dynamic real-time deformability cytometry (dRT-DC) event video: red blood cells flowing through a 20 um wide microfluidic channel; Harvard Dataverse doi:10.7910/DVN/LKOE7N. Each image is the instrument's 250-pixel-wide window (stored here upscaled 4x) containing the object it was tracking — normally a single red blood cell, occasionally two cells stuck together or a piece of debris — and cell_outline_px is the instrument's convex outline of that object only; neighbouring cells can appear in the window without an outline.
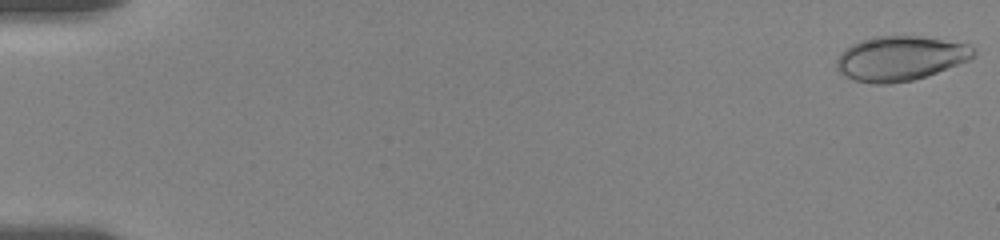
{"species": "human", "species_latin": "Homo sapiens", "temperature_condition": "room temperature", "stored_images_in_passage": 35, "camera_frame_rate_fps": 3000, "um_per_image_px": 0.085, "donor": {"sex": "female"}, "frame": {"image": 1, "passage_image": 1, "time_ms": 0.0, "image_size_px": [1000, 240], "cell_outline_px": [[976, 56], [968, 60], [936, 72], [912, 80], [892, 84], [872, 84], [856, 80], [844, 76], [836, 68], [836, 60], [840, 52], [844, 48], [860, 40], [876, 36], [920, 36], [968, 44], [976, 52]], "centroid_in_image_um": [76.47, 4.96], "position_along_channel_um": 8.5, "area_um2": 35.55}}
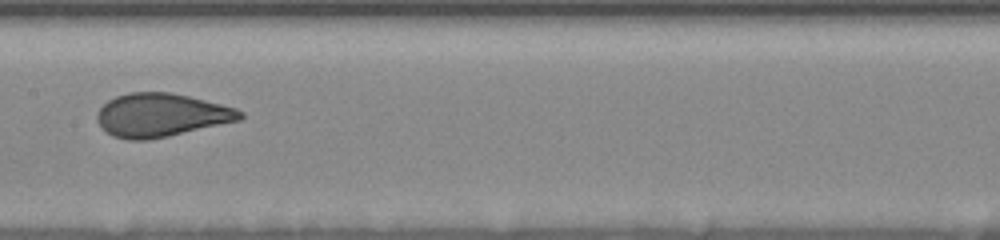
{"frame": {"image": 2, "passage_image": 20, "time_ms": 9.667, "image_size_px": [1000, 240], "cell_outline_px": [[244, 116], [240, 120], [168, 136], [148, 140], [128, 140], [112, 136], [96, 120], [96, 116], [100, 108], [108, 100], [116, 96], [128, 92], [168, 92], [188, 96], [236, 108], [244, 112]], "centroid_in_image_um": [13.69, 9.78], "position_along_channel_um": 193.7, "area_um2": 35.95}}
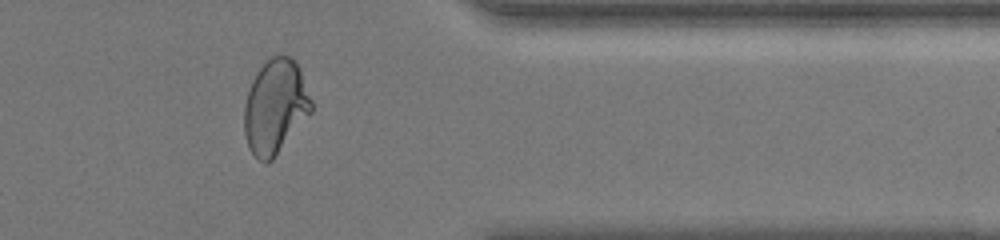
{"frame": {"image": 3, "passage_image": 30, "time_ms": 15.333, "image_size_px": [1000, 240], "cell_outline_px": [[312, 112], [272, 160], [264, 164], [248, 148], [244, 132], [244, 104], [252, 80], [256, 72], [272, 56], [292, 56], [296, 60], [300, 68], [312, 100]], "centroid_in_image_um": [23.41, 9.06], "position_along_channel_um": 388.0, "area_um2": 36.93}, "authors_computed_cell_mechanics": {"area_um2": 35.7782, "velocity_mm_per_s": 3.605, "shape_relaxation_time_tau1_ms": 6.2896, "shape_relaxation_time_tau2_ms": null, "deformation_change_tau1": 0.1786, "deformation_change_tau2": null}}